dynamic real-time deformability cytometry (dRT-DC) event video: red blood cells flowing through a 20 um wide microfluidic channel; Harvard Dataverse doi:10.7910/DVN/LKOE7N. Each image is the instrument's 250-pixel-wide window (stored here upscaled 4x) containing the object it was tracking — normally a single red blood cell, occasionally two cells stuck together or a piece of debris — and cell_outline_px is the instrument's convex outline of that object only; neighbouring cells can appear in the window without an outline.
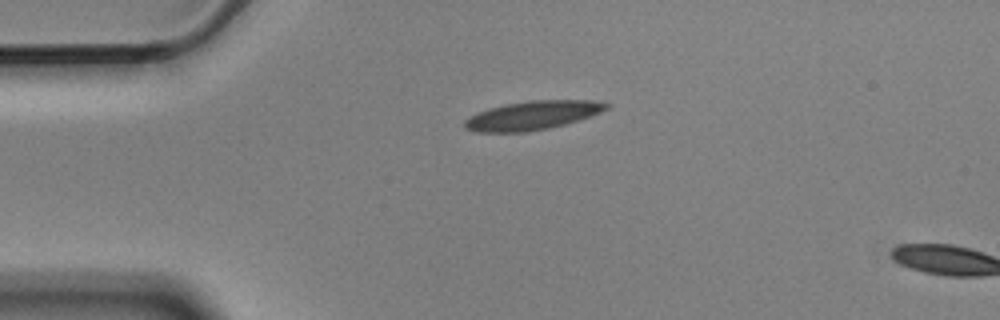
{"species": "Egyptian fruit bat (a non-hibernating species)", "species_latin": "Rousettus aegyptiacus", "temperature_condition": "cold", "stored_images_in_passage": 1, "camera_frame_rate_fps": 3000, "um_per_image_px": 0.085, "animal": {"sex": "male"}, "frame": {"image": 1, "passage_image": 1, "time_ms": 0.0, "image_size_px": [1000, 320], "cell_outline_px": [[608, 108], [600, 112], [564, 124], [548, 128], [528, 132], [476, 132], [464, 128], [464, 120], [468, 116], [476, 112], [488, 108], [504, 104], [532, 100], [592, 100], [608, 104]], "centroid_in_image_um": [45.17, 9.81], "position_along_channel_um": 39.8, "area_um2": 23.7}}